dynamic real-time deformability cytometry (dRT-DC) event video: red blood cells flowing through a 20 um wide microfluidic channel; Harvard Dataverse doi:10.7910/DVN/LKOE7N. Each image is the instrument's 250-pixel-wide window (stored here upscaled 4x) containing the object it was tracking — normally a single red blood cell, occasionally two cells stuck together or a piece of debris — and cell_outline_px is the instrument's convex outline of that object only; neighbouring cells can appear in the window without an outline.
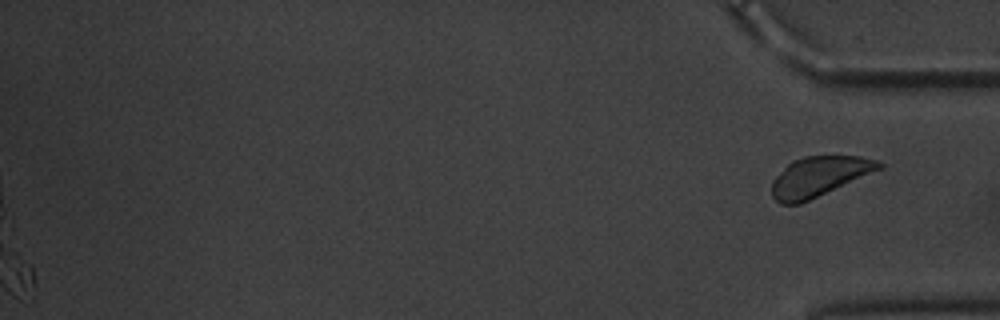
{"species": "common noctule bat (a hibernating species)", "species_latin": "Nyctalus noctula", "temperature_condition": "warm", "stored_images_in_passage": 48, "camera_frame_rate_fps": 3000, "um_per_image_px": 0.085, "animal": {"sex": "male", "body_mass_g": 20.1, "forearm_length_mm": 53.5}, "frame": {"image": 1, "passage_image": 48, "time_ms": 15.667, "image_size_px": [1000, 320], "cell_outline_px": [[884, 168], [800, 204], [780, 204], [772, 196], [772, 180], [792, 160], [804, 156], [860, 156], [876, 160], [884, 164]], "centroid_in_image_um": [69.64, 15.0], "position_along_channel_um": 365.6, "area_um2": 24.91}}